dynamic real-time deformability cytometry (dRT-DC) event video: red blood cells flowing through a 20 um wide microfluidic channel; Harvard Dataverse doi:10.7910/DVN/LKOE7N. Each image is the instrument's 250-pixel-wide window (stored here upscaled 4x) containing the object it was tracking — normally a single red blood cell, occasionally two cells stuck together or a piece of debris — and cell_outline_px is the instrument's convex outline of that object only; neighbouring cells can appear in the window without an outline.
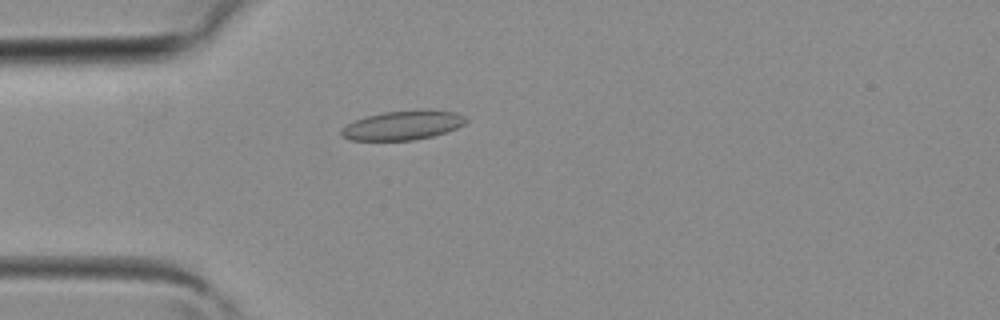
{"species": "common noctule bat (a hibernating species)", "species_latin": "Nyctalus noctula", "temperature_condition": "room temperature", "stored_images_in_passage": 40, "camera_frame_rate_fps": 3000, "um_per_image_px": 0.085, "animal": {"sex": "female", "body_mass_g": 19.3, "forearm_length_mm": 54.1}, "frame": {"image": 1, "passage_image": 11, "time_ms": 3.333, "image_size_px": [1000, 320], "cell_outline_px": [[468, 120], [464, 124], [456, 128], [432, 136], [412, 140], [352, 140], [340, 136], [340, 132], [348, 124], [364, 116], [384, 112], [416, 108], [428, 108], [456, 112], [464, 116]], "centroid_in_image_um": [34.27, 10.61], "position_along_channel_um": 50.7, "area_um2": 21.5}}
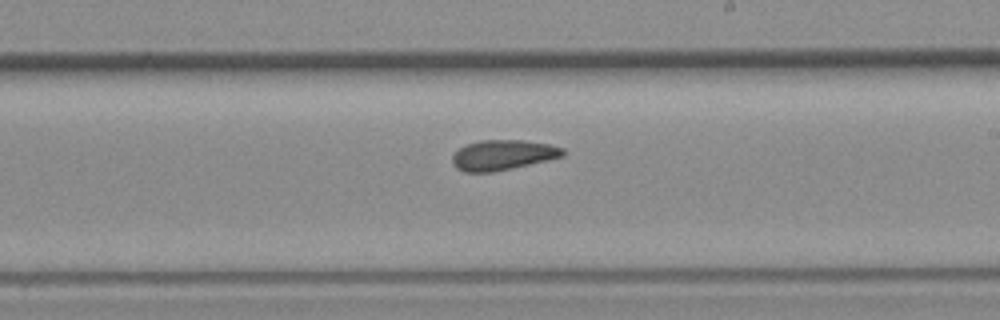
{"frame": {"image": 2, "passage_image": 23, "time_ms": 7.333, "image_size_px": [1000, 320], "cell_outline_px": [[564, 156], [548, 160], [512, 168], [492, 172], [464, 172], [456, 168], [452, 164], [452, 156], [460, 148], [468, 144], [480, 140], [524, 140], [548, 144], [564, 148]], "centroid_in_image_um": [42.73, 13.18], "position_along_channel_um": 246.3, "area_um2": 19.36}}
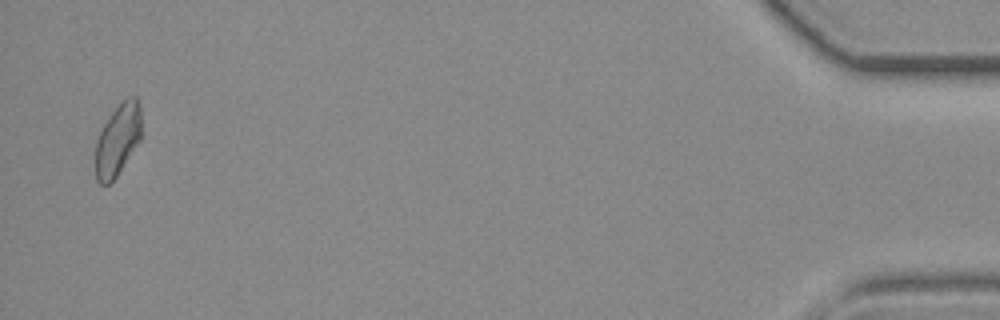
{"frame": {"image": 3, "passage_image": 39, "time_ms": 12.667, "image_size_px": [1000, 320], "cell_outline_px": [[140, 140], [116, 176], [108, 184], [100, 184], [96, 180], [96, 140], [108, 116], [128, 96], [136, 96], [140, 104]], "centroid_in_image_um": [10.0, 11.86], "position_along_channel_um": 425.2, "area_um2": 18.84}}